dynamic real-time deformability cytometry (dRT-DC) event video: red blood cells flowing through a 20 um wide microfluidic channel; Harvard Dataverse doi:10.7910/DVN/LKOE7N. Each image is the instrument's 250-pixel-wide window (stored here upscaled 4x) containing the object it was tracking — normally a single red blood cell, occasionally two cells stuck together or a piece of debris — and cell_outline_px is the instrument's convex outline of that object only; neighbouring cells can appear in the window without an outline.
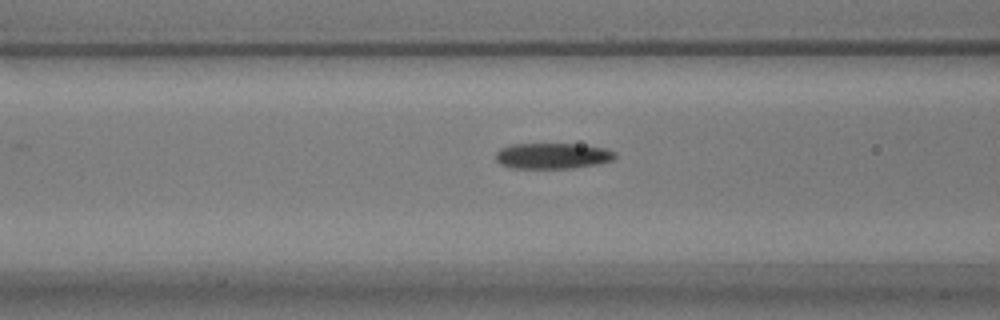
{"species": "common noctule bat (a hibernating species)", "species_latin": "Nyctalus noctula", "temperature_condition": "warm", "stored_images_in_passage": 36, "camera_frame_rate_fps": 3000, "um_per_image_px": 0.085, "animal": {"sex": "male", "body_mass_g": 17.9}, "frame": {"image": 1, "passage_image": 10, "time_ms": 3.0, "image_size_px": [1000, 320], "cell_outline_px": [[616, 156], [612, 160], [596, 164], [572, 168], [512, 168], [500, 164], [496, 160], [496, 152], [500, 148], [508, 144], [576, 144], [604, 148], [616, 152]], "centroid_in_image_um": [46.93, 13.24], "position_along_channel_um": 119.7, "area_um2": 17.92}}
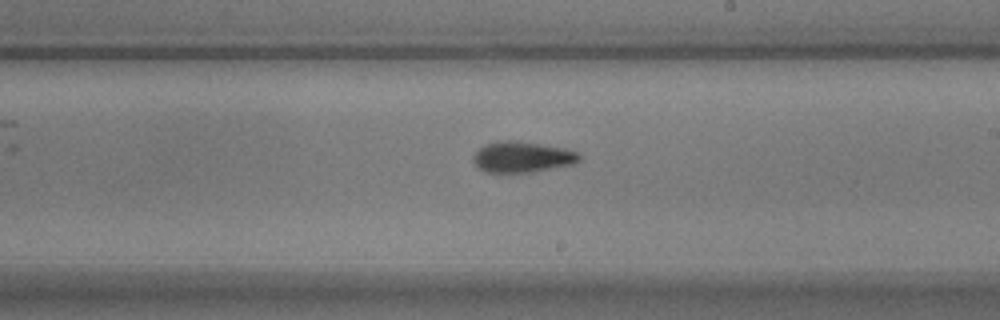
{"frame": {"image": 2, "passage_image": 20, "time_ms": 6.333, "image_size_px": [1000, 320], "cell_outline_px": [[580, 160], [572, 164], [532, 172], [488, 172], [480, 168], [472, 160], [472, 156], [480, 148], [496, 140], [520, 140], [564, 148], [580, 152]], "centroid_in_image_um": [44.41, 13.32], "position_along_channel_um": 244.6, "area_um2": 19.07}}
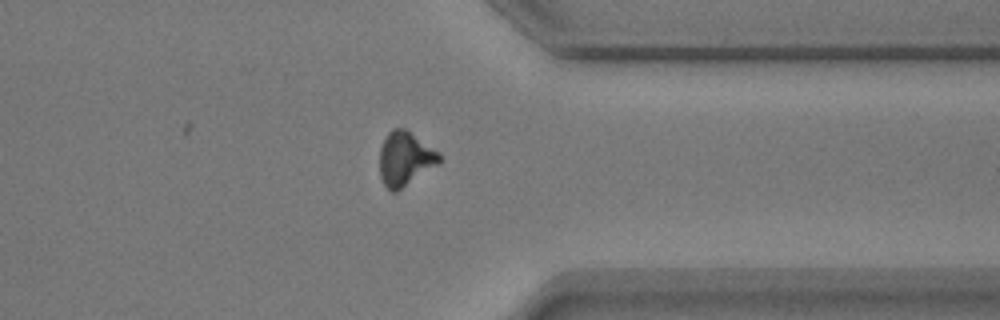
{"frame": {"image": 3, "passage_image": 31, "time_ms": 10.0, "image_size_px": [1000, 320], "cell_outline_px": [[440, 160], [436, 164], [396, 192], [392, 192], [384, 184], [380, 176], [380, 148], [388, 132], [392, 128], [404, 128], [440, 152]], "centroid_in_image_um": [34.4, 13.47], "position_along_channel_um": 377.0, "area_um2": 18.38}, "authors_computed_cell_mechanics": {"area_um2": 18.1203, "velocity_mm_per_s": 3.7449, "shape_relaxation_time_tau1_ms": 3.7383, "shape_relaxation_time_tau2_ms": 1.6598, "deformation_change_tau1": 0.1627, "deformation_change_tau2": 0.0841}}